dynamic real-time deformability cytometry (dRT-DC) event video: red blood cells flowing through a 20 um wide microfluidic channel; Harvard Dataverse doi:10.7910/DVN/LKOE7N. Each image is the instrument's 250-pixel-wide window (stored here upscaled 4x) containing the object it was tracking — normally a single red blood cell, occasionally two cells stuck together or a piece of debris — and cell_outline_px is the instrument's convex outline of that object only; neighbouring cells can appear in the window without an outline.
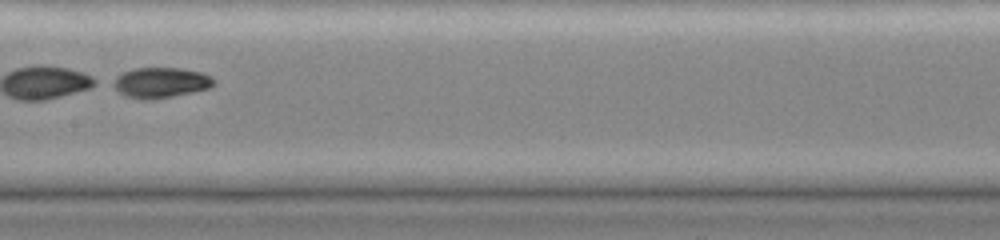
{"species": "common noctule bat (a hibernating species)", "species_latin": "Nyctalus noctula", "temperature_condition": "cold", "stored_images_in_passage": 46, "segment_of_instrument_passage": [2, 2], "camera_frame_rate_fps": 3000, "um_per_image_px": 0.085, "animal": {"sex": "female", "body_mass_g": 19.0, "forearm_length_mm": 51.5}, "frame": {"image": 1, "passage_image": 24, "time_ms": 7.667, "image_size_px": [1000, 240], "cell_outline_px": [[216, 84], [208, 88], [192, 92], [152, 100], [144, 100], [124, 96], [108, 84], [108, 80], [132, 68], [180, 68], [200, 72], [212, 76], [216, 80]], "centroid_in_image_um": [13.58, 7.02], "position_along_channel_um": 193.8, "area_um2": 18.26}}